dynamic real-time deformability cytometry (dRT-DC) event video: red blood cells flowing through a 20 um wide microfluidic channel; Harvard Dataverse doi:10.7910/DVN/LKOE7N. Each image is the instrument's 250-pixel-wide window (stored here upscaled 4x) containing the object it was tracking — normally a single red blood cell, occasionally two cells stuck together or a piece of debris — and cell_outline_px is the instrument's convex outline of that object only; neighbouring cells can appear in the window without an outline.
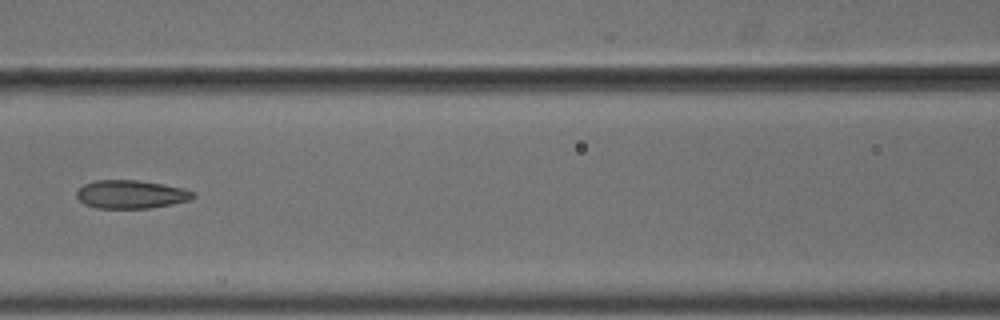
{"species": "common noctule bat (a hibernating species)", "species_latin": "Nyctalus noctula", "temperature_condition": "cold", "stored_images_in_passage": 10, "camera_frame_rate_fps": 3000, "um_per_image_px": 0.085, "animal": {"sex": "male", "body_mass_g": 18.8}, "frame": {"image": 1, "passage_image": 7, "time_ms": 2.0, "image_size_px": [1000, 320], "cell_outline_px": [[196, 196], [188, 200], [172, 204], [148, 208], [96, 208], [84, 204], [76, 196], [76, 192], [84, 184], [96, 180], [136, 180], [164, 184], [196, 192]], "centroid_in_image_um": [11.12, 16.52], "position_along_channel_um": 155.5, "area_um2": 19.13}}
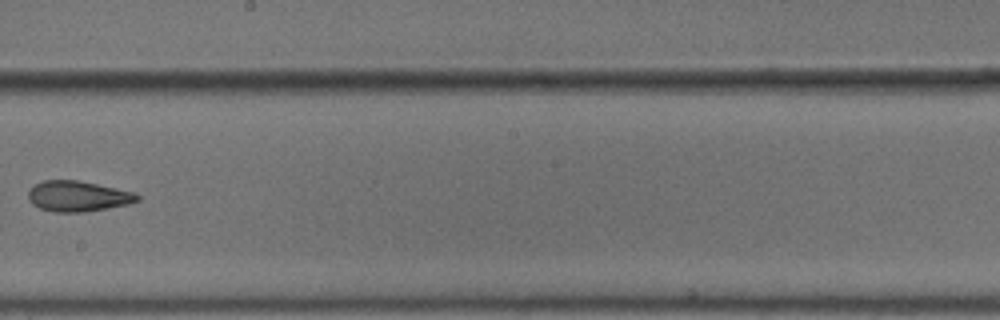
{"frame": {"image": 2, "passage_image": 9, "time_ms": 2.667, "image_size_px": [1000, 320], "cell_outline_px": [[140, 200], [128, 204], [84, 212], [52, 212], [40, 208], [32, 204], [28, 200], [28, 192], [36, 184], [44, 180], [76, 180], [136, 192], [140, 196]], "centroid_in_image_um": [6.63, 16.68], "position_along_channel_um": 241.6, "area_um2": 19.36}}
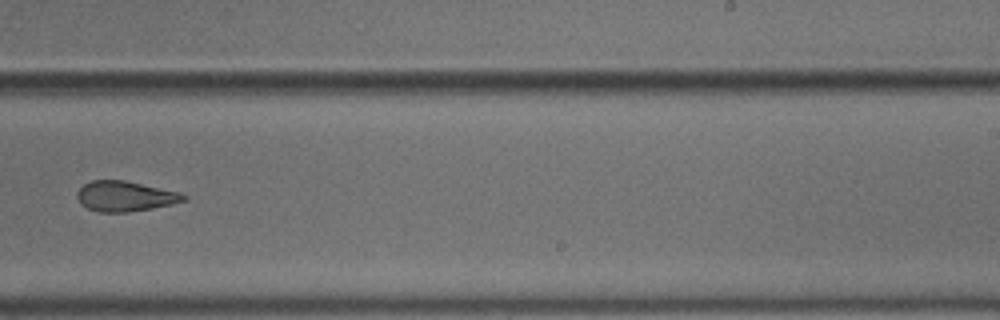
{"frame": {"image": 3, "passage_image": 10, "time_ms": 3.0, "image_size_px": [1000, 320], "cell_outline_px": [[188, 200], [172, 204], [152, 208], [128, 212], [100, 212], [88, 208], [80, 204], [76, 196], [76, 192], [84, 184], [92, 180], [124, 180], [180, 192], [188, 196]], "centroid_in_image_um": [10.64, 16.68], "position_along_channel_um": 278.4, "area_um2": 18.84}}